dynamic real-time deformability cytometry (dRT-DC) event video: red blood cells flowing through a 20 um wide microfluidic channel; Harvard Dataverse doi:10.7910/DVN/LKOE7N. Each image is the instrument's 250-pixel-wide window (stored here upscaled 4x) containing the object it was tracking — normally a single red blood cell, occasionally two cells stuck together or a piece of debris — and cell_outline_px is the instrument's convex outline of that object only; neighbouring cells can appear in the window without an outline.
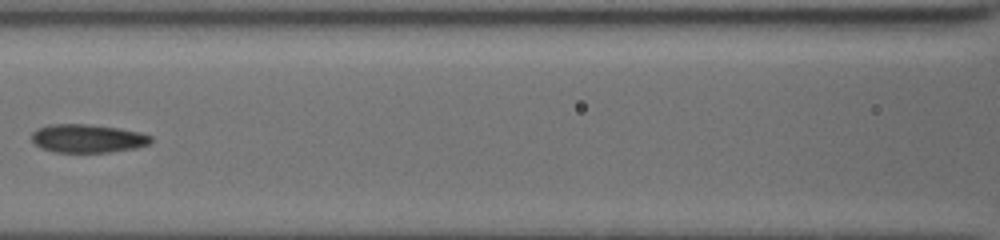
{"species": "common noctule bat (a hibernating species)", "species_latin": "Nyctalus noctula", "temperature_condition": "cold", "stored_images_in_passage": 16, "segment_of_instrument_passage": [1, 2], "camera_frame_rate_fps": 3000, "um_per_image_px": 0.085, "animal": {"sex": "female", "body_mass_g": 19.5, "forearm_length_mm": 54.1}, "frame": {"image": 1, "passage_image": 10, "time_ms": 8.667, "image_size_px": [1000, 240], "cell_outline_px": [[152, 140], [148, 144], [136, 148], [108, 152], [56, 152], [40, 148], [32, 140], [32, 132], [36, 128], [48, 124], [88, 124], [116, 128], [140, 132], [152, 136]], "centroid_in_image_um": [7.42, 11.76], "position_along_channel_um": 159.2, "area_um2": 19.71}}
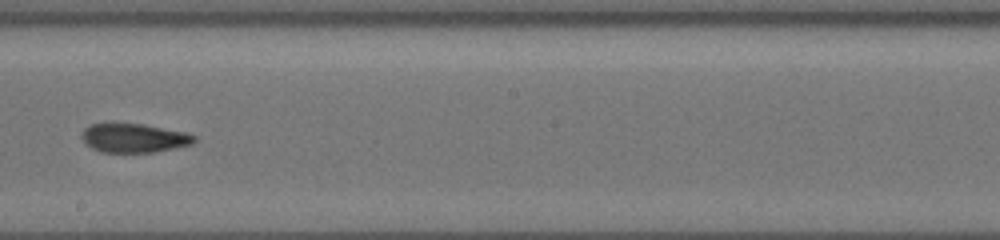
{"frame": {"image": 2, "passage_image": 12, "time_ms": 10.667, "image_size_px": [1000, 240], "cell_outline_px": [[196, 140], [192, 144], [156, 152], [100, 152], [92, 148], [80, 136], [84, 128], [92, 124], [140, 124], [188, 132], [196, 136]], "centroid_in_image_um": [11.42, 11.74], "position_along_channel_um": 236.8, "area_um2": 18.84}}
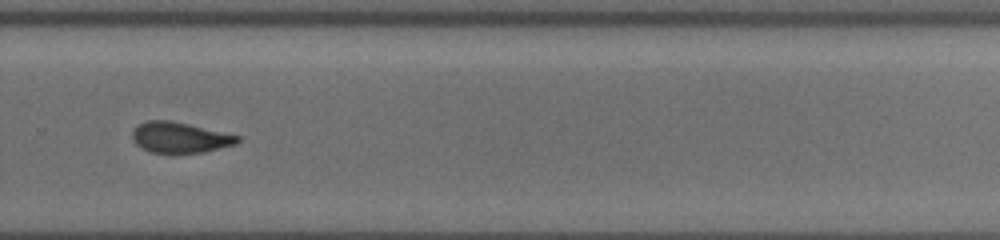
{"frame": {"image": 3, "passage_image": 14, "time_ms": 12.667, "image_size_px": [1000, 240], "cell_outline_px": [[240, 140], [236, 144], [204, 152], [152, 152], [140, 148], [136, 144], [132, 136], [132, 132], [140, 124], [148, 120], [168, 120], [188, 124], [240, 136]], "centroid_in_image_um": [15.29, 11.68], "position_along_channel_um": 314.5, "area_um2": 18.44}}